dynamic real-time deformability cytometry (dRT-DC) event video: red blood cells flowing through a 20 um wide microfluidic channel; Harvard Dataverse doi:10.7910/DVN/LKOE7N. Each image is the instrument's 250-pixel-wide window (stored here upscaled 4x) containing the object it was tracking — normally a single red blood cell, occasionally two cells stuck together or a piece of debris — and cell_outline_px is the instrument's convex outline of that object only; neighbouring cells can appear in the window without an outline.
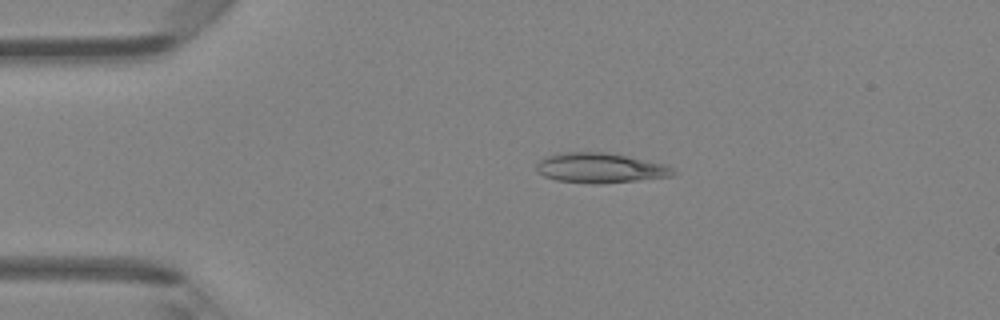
{"species": "Egyptian fruit bat (a non-hibernating species)", "species_latin": "Rousettus aegyptiacus", "temperature_condition": "room temperature", "stored_images_in_passage": 39, "camera_frame_rate_fps": 3000, "um_per_image_px": 0.085, "animal": {"sex": "female"}, "frame": {"image": 1, "passage_image": 2, "time_ms": 0.333, "image_size_px": [1000, 320], "cell_outline_px": [[680, 172], [672, 176], [636, 180], [596, 184], [592, 184], [556, 180], [544, 176], [536, 168], [536, 164], [544, 156], [560, 152], [608, 152], [628, 156], [664, 164]], "centroid_in_image_um": [51.01, 14.26], "position_along_channel_um": 34.0, "area_um2": 23.93}}
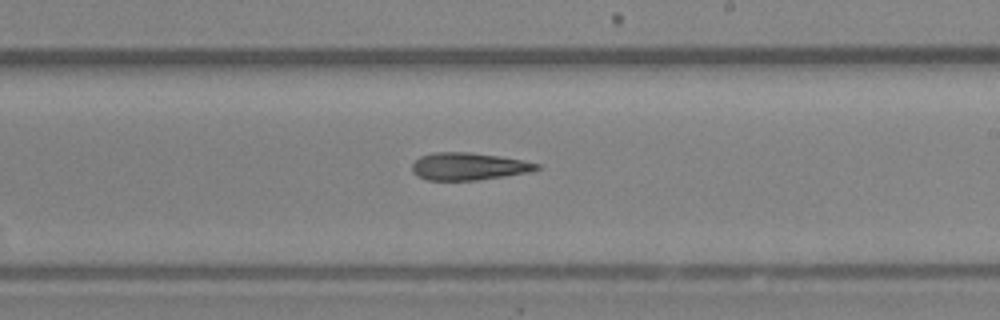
{"frame": {"image": 2, "passage_image": 20, "time_ms": 6.333, "image_size_px": [1000, 320], "cell_outline_px": [[540, 168], [532, 172], [476, 180], [428, 180], [416, 176], [412, 172], [412, 164], [420, 156], [432, 152], [472, 152], [500, 156], [540, 164]], "centroid_in_image_um": [39.81, 14.14], "position_along_channel_um": 249.2, "area_um2": 20.0}}
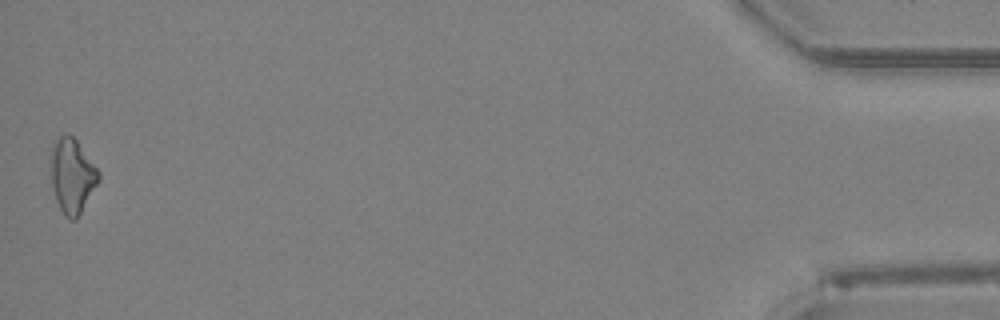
{"frame": {"image": 3, "passage_image": 39, "time_ms": 12.667, "image_size_px": [1000, 320], "cell_outline_px": [[100, 180], [76, 220], [68, 220], [64, 216], [56, 200], [52, 188], [52, 140], [68, 132], [76, 140], [100, 172]], "centroid_in_image_um": [6.14, 14.95], "position_along_channel_um": 429.1, "area_um2": 20.69}}